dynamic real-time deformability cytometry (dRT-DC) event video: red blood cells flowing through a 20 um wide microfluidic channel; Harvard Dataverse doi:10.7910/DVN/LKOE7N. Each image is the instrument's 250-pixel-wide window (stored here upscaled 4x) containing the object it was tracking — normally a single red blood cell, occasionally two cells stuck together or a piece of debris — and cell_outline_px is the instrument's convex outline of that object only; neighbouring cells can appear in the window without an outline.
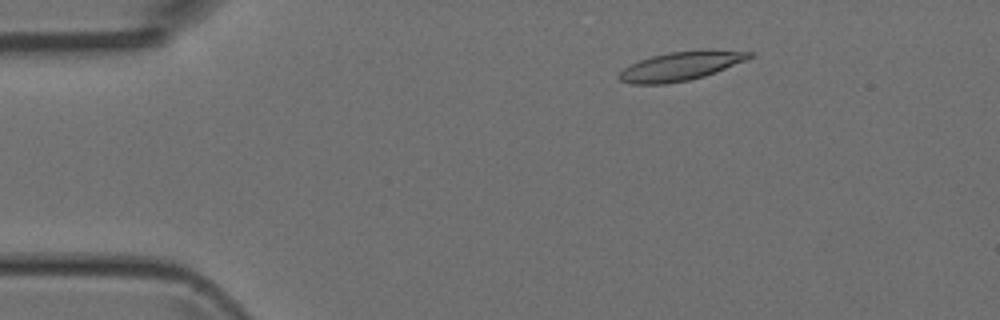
{"species": "Egyptian fruit bat (a non-hibernating species)", "species_latin": "Rousettus aegyptiacus", "temperature_condition": "room temperature", "stored_images_in_passage": 46, "camera_frame_rate_fps": 3000, "um_per_image_px": 0.085, "animal": {"sex": "female"}, "frame": {"image": 1, "passage_image": 7, "time_ms": 2.0, "image_size_px": [1000, 320], "cell_outline_px": [[756, 56], [748, 60], [716, 72], [704, 76], [688, 80], [668, 84], [632, 84], [620, 80], [616, 76], [624, 68], [640, 60], [652, 56], [668, 52], [700, 48], [708, 48], [756, 52]], "centroid_in_image_um": [57.97, 5.58], "position_along_channel_um": 27.0, "area_um2": 22.6}}
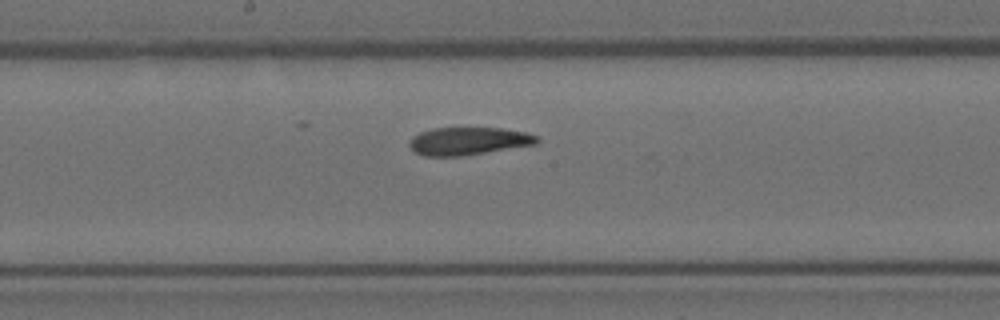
{"frame": {"image": 2, "passage_image": 24, "time_ms": 7.667, "image_size_px": [1000, 320], "cell_outline_px": [[540, 140], [536, 144], [460, 156], [424, 156], [416, 152], [408, 144], [408, 140], [412, 136], [420, 132], [432, 128], [500, 128], [524, 132], [540, 136]], "centroid_in_image_um": [39.8, 11.98], "position_along_channel_um": 208.4, "area_um2": 20.58}}
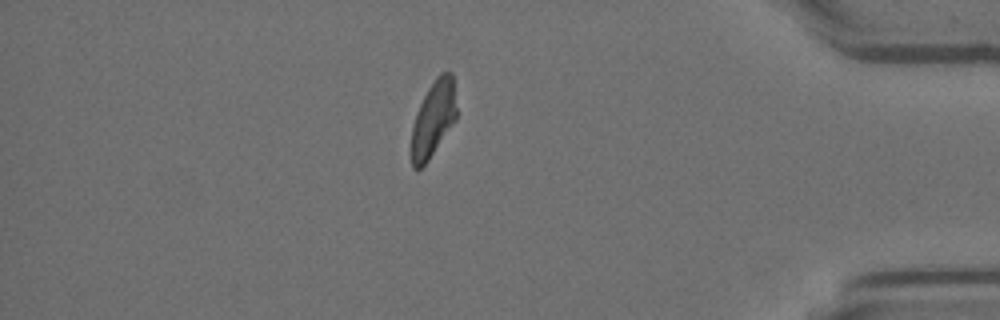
{"frame": {"image": 3, "passage_image": 40, "time_ms": 13.0, "image_size_px": [1000, 320], "cell_outline_px": [[456, 120], [428, 160], [420, 168], [412, 168], [408, 152], [408, 148], [412, 124], [416, 112], [428, 88], [436, 76], [440, 72], [452, 72], [456, 108]], "centroid_in_image_um": [36.77, 10.15], "position_along_channel_um": 398.4, "area_um2": 20.4}}